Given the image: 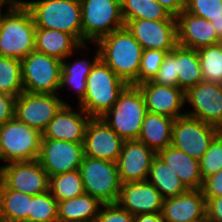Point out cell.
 <instances>
[{"instance_id":"cell-35","label":"cell","mask_w":222,"mask_h":222,"mask_svg":"<svg viewBox=\"0 0 222 222\" xmlns=\"http://www.w3.org/2000/svg\"><path fill=\"white\" fill-rule=\"evenodd\" d=\"M58 201L50 191L34 195L31 200L29 222H58Z\"/></svg>"},{"instance_id":"cell-29","label":"cell","mask_w":222,"mask_h":222,"mask_svg":"<svg viewBox=\"0 0 222 222\" xmlns=\"http://www.w3.org/2000/svg\"><path fill=\"white\" fill-rule=\"evenodd\" d=\"M147 180L158 189L164 200L179 196L188 190L158 155L153 159Z\"/></svg>"},{"instance_id":"cell-34","label":"cell","mask_w":222,"mask_h":222,"mask_svg":"<svg viewBox=\"0 0 222 222\" xmlns=\"http://www.w3.org/2000/svg\"><path fill=\"white\" fill-rule=\"evenodd\" d=\"M204 81L222 84V43L197 50Z\"/></svg>"},{"instance_id":"cell-40","label":"cell","mask_w":222,"mask_h":222,"mask_svg":"<svg viewBox=\"0 0 222 222\" xmlns=\"http://www.w3.org/2000/svg\"><path fill=\"white\" fill-rule=\"evenodd\" d=\"M95 222H134V216L117 202L102 204Z\"/></svg>"},{"instance_id":"cell-11","label":"cell","mask_w":222,"mask_h":222,"mask_svg":"<svg viewBox=\"0 0 222 222\" xmlns=\"http://www.w3.org/2000/svg\"><path fill=\"white\" fill-rule=\"evenodd\" d=\"M221 131L214 125L183 115L173 123L171 145L200 160Z\"/></svg>"},{"instance_id":"cell-38","label":"cell","mask_w":222,"mask_h":222,"mask_svg":"<svg viewBox=\"0 0 222 222\" xmlns=\"http://www.w3.org/2000/svg\"><path fill=\"white\" fill-rule=\"evenodd\" d=\"M185 11L212 21L222 18V0H185Z\"/></svg>"},{"instance_id":"cell-50","label":"cell","mask_w":222,"mask_h":222,"mask_svg":"<svg viewBox=\"0 0 222 222\" xmlns=\"http://www.w3.org/2000/svg\"><path fill=\"white\" fill-rule=\"evenodd\" d=\"M0 222H10V221H6V220H3V219H0Z\"/></svg>"},{"instance_id":"cell-20","label":"cell","mask_w":222,"mask_h":222,"mask_svg":"<svg viewBox=\"0 0 222 222\" xmlns=\"http://www.w3.org/2000/svg\"><path fill=\"white\" fill-rule=\"evenodd\" d=\"M157 153L137 140H126L116 161L121 183L147 180Z\"/></svg>"},{"instance_id":"cell-8","label":"cell","mask_w":222,"mask_h":222,"mask_svg":"<svg viewBox=\"0 0 222 222\" xmlns=\"http://www.w3.org/2000/svg\"><path fill=\"white\" fill-rule=\"evenodd\" d=\"M79 170L85 193L101 204L117 202L122 183L115 162L84 155Z\"/></svg>"},{"instance_id":"cell-13","label":"cell","mask_w":222,"mask_h":222,"mask_svg":"<svg viewBox=\"0 0 222 222\" xmlns=\"http://www.w3.org/2000/svg\"><path fill=\"white\" fill-rule=\"evenodd\" d=\"M63 105L58 94L22 92L16 97L15 117L42 133Z\"/></svg>"},{"instance_id":"cell-18","label":"cell","mask_w":222,"mask_h":222,"mask_svg":"<svg viewBox=\"0 0 222 222\" xmlns=\"http://www.w3.org/2000/svg\"><path fill=\"white\" fill-rule=\"evenodd\" d=\"M123 143L101 117H91L85 131L84 155L116 163Z\"/></svg>"},{"instance_id":"cell-31","label":"cell","mask_w":222,"mask_h":222,"mask_svg":"<svg viewBox=\"0 0 222 222\" xmlns=\"http://www.w3.org/2000/svg\"><path fill=\"white\" fill-rule=\"evenodd\" d=\"M121 12L124 21L176 20V17L156 0H121Z\"/></svg>"},{"instance_id":"cell-3","label":"cell","mask_w":222,"mask_h":222,"mask_svg":"<svg viewBox=\"0 0 222 222\" xmlns=\"http://www.w3.org/2000/svg\"><path fill=\"white\" fill-rule=\"evenodd\" d=\"M127 86L109 66L99 60L87 77L85 97L78 105L90 117H102Z\"/></svg>"},{"instance_id":"cell-21","label":"cell","mask_w":222,"mask_h":222,"mask_svg":"<svg viewBox=\"0 0 222 222\" xmlns=\"http://www.w3.org/2000/svg\"><path fill=\"white\" fill-rule=\"evenodd\" d=\"M163 197L148 180L122 183L117 203L133 216L160 213Z\"/></svg>"},{"instance_id":"cell-6","label":"cell","mask_w":222,"mask_h":222,"mask_svg":"<svg viewBox=\"0 0 222 222\" xmlns=\"http://www.w3.org/2000/svg\"><path fill=\"white\" fill-rule=\"evenodd\" d=\"M42 133L16 117L0 126L1 164L37 160Z\"/></svg>"},{"instance_id":"cell-22","label":"cell","mask_w":222,"mask_h":222,"mask_svg":"<svg viewBox=\"0 0 222 222\" xmlns=\"http://www.w3.org/2000/svg\"><path fill=\"white\" fill-rule=\"evenodd\" d=\"M161 214L166 222H206V199L201 189L163 201Z\"/></svg>"},{"instance_id":"cell-28","label":"cell","mask_w":222,"mask_h":222,"mask_svg":"<svg viewBox=\"0 0 222 222\" xmlns=\"http://www.w3.org/2000/svg\"><path fill=\"white\" fill-rule=\"evenodd\" d=\"M175 69L178 73V88L184 92L204 81L198 51L195 49L177 45Z\"/></svg>"},{"instance_id":"cell-26","label":"cell","mask_w":222,"mask_h":222,"mask_svg":"<svg viewBox=\"0 0 222 222\" xmlns=\"http://www.w3.org/2000/svg\"><path fill=\"white\" fill-rule=\"evenodd\" d=\"M81 45L71 34L59 30L36 28L35 50L44 54L64 60Z\"/></svg>"},{"instance_id":"cell-15","label":"cell","mask_w":222,"mask_h":222,"mask_svg":"<svg viewBox=\"0 0 222 222\" xmlns=\"http://www.w3.org/2000/svg\"><path fill=\"white\" fill-rule=\"evenodd\" d=\"M125 27L144 50H164L168 53L177 45L176 20H131Z\"/></svg>"},{"instance_id":"cell-5","label":"cell","mask_w":222,"mask_h":222,"mask_svg":"<svg viewBox=\"0 0 222 222\" xmlns=\"http://www.w3.org/2000/svg\"><path fill=\"white\" fill-rule=\"evenodd\" d=\"M147 112L140 89L128 85L117 102L101 118L124 141L137 140Z\"/></svg>"},{"instance_id":"cell-43","label":"cell","mask_w":222,"mask_h":222,"mask_svg":"<svg viewBox=\"0 0 222 222\" xmlns=\"http://www.w3.org/2000/svg\"><path fill=\"white\" fill-rule=\"evenodd\" d=\"M206 199V222H222V196Z\"/></svg>"},{"instance_id":"cell-16","label":"cell","mask_w":222,"mask_h":222,"mask_svg":"<svg viewBox=\"0 0 222 222\" xmlns=\"http://www.w3.org/2000/svg\"><path fill=\"white\" fill-rule=\"evenodd\" d=\"M3 184L34 196L49 191V176L38 160L10 162L3 164Z\"/></svg>"},{"instance_id":"cell-4","label":"cell","mask_w":222,"mask_h":222,"mask_svg":"<svg viewBox=\"0 0 222 222\" xmlns=\"http://www.w3.org/2000/svg\"><path fill=\"white\" fill-rule=\"evenodd\" d=\"M26 7L31 11L36 28L71 34L82 44L80 0H30Z\"/></svg>"},{"instance_id":"cell-33","label":"cell","mask_w":222,"mask_h":222,"mask_svg":"<svg viewBox=\"0 0 222 222\" xmlns=\"http://www.w3.org/2000/svg\"><path fill=\"white\" fill-rule=\"evenodd\" d=\"M0 92L14 97L24 92L21 60L0 56Z\"/></svg>"},{"instance_id":"cell-27","label":"cell","mask_w":222,"mask_h":222,"mask_svg":"<svg viewBox=\"0 0 222 222\" xmlns=\"http://www.w3.org/2000/svg\"><path fill=\"white\" fill-rule=\"evenodd\" d=\"M101 203L88 193L58 202V222H95Z\"/></svg>"},{"instance_id":"cell-37","label":"cell","mask_w":222,"mask_h":222,"mask_svg":"<svg viewBox=\"0 0 222 222\" xmlns=\"http://www.w3.org/2000/svg\"><path fill=\"white\" fill-rule=\"evenodd\" d=\"M167 53L168 52L164 50H143L138 74V85L143 82L153 80V78L157 75Z\"/></svg>"},{"instance_id":"cell-49","label":"cell","mask_w":222,"mask_h":222,"mask_svg":"<svg viewBox=\"0 0 222 222\" xmlns=\"http://www.w3.org/2000/svg\"><path fill=\"white\" fill-rule=\"evenodd\" d=\"M3 186V164L0 163V192Z\"/></svg>"},{"instance_id":"cell-2","label":"cell","mask_w":222,"mask_h":222,"mask_svg":"<svg viewBox=\"0 0 222 222\" xmlns=\"http://www.w3.org/2000/svg\"><path fill=\"white\" fill-rule=\"evenodd\" d=\"M36 26L26 6H12L0 15V56L22 60L35 50Z\"/></svg>"},{"instance_id":"cell-23","label":"cell","mask_w":222,"mask_h":222,"mask_svg":"<svg viewBox=\"0 0 222 222\" xmlns=\"http://www.w3.org/2000/svg\"><path fill=\"white\" fill-rule=\"evenodd\" d=\"M178 45L198 50L217 44L221 38L217 35L211 21L183 10L176 16Z\"/></svg>"},{"instance_id":"cell-9","label":"cell","mask_w":222,"mask_h":222,"mask_svg":"<svg viewBox=\"0 0 222 222\" xmlns=\"http://www.w3.org/2000/svg\"><path fill=\"white\" fill-rule=\"evenodd\" d=\"M62 60L34 50L21 60L24 92L58 94Z\"/></svg>"},{"instance_id":"cell-10","label":"cell","mask_w":222,"mask_h":222,"mask_svg":"<svg viewBox=\"0 0 222 222\" xmlns=\"http://www.w3.org/2000/svg\"><path fill=\"white\" fill-rule=\"evenodd\" d=\"M91 48L94 51H91ZM88 54L93 56L91 57ZM74 56H76L75 59L73 58ZM99 60L100 53L98 47L95 44L90 45L89 43L82 44L74 53H71L66 59L62 60L61 85L58 95L62 98L64 104H70L69 101H71L72 104H76L77 102L78 105L84 99L86 92L87 77L90 74L92 68ZM64 90L69 91L70 94L71 92L73 93L71 95H69L68 93L66 94V97H64L63 92H66ZM67 95L69 99L74 98L77 100L71 99L68 101L66 100L68 99ZM72 95L73 97H71ZM73 101H75V103Z\"/></svg>"},{"instance_id":"cell-48","label":"cell","mask_w":222,"mask_h":222,"mask_svg":"<svg viewBox=\"0 0 222 222\" xmlns=\"http://www.w3.org/2000/svg\"><path fill=\"white\" fill-rule=\"evenodd\" d=\"M11 7L7 0H0V14L8 11Z\"/></svg>"},{"instance_id":"cell-25","label":"cell","mask_w":222,"mask_h":222,"mask_svg":"<svg viewBox=\"0 0 222 222\" xmlns=\"http://www.w3.org/2000/svg\"><path fill=\"white\" fill-rule=\"evenodd\" d=\"M174 121V118L147 112L138 140L158 153L171 145Z\"/></svg>"},{"instance_id":"cell-12","label":"cell","mask_w":222,"mask_h":222,"mask_svg":"<svg viewBox=\"0 0 222 222\" xmlns=\"http://www.w3.org/2000/svg\"><path fill=\"white\" fill-rule=\"evenodd\" d=\"M186 115L222 130V84L201 81L185 92Z\"/></svg>"},{"instance_id":"cell-42","label":"cell","mask_w":222,"mask_h":222,"mask_svg":"<svg viewBox=\"0 0 222 222\" xmlns=\"http://www.w3.org/2000/svg\"><path fill=\"white\" fill-rule=\"evenodd\" d=\"M16 97L0 92V126L15 117Z\"/></svg>"},{"instance_id":"cell-7","label":"cell","mask_w":222,"mask_h":222,"mask_svg":"<svg viewBox=\"0 0 222 222\" xmlns=\"http://www.w3.org/2000/svg\"><path fill=\"white\" fill-rule=\"evenodd\" d=\"M82 44H95L102 37L124 27L121 0H80Z\"/></svg>"},{"instance_id":"cell-24","label":"cell","mask_w":222,"mask_h":222,"mask_svg":"<svg viewBox=\"0 0 222 222\" xmlns=\"http://www.w3.org/2000/svg\"><path fill=\"white\" fill-rule=\"evenodd\" d=\"M157 155L175 172L187 189L202 188L199 160L172 145L160 150Z\"/></svg>"},{"instance_id":"cell-17","label":"cell","mask_w":222,"mask_h":222,"mask_svg":"<svg viewBox=\"0 0 222 222\" xmlns=\"http://www.w3.org/2000/svg\"><path fill=\"white\" fill-rule=\"evenodd\" d=\"M90 119L91 117L79 105L64 104L42 132V139L84 143Z\"/></svg>"},{"instance_id":"cell-14","label":"cell","mask_w":222,"mask_h":222,"mask_svg":"<svg viewBox=\"0 0 222 222\" xmlns=\"http://www.w3.org/2000/svg\"><path fill=\"white\" fill-rule=\"evenodd\" d=\"M84 157L83 143L55 139H41L38 161L48 176L80 168Z\"/></svg>"},{"instance_id":"cell-47","label":"cell","mask_w":222,"mask_h":222,"mask_svg":"<svg viewBox=\"0 0 222 222\" xmlns=\"http://www.w3.org/2000/svg\"><path fill=\"white\" fill-rule=\"evenodd\" d=\"M11 6H27L30 0H7Z\"/></svg>"},{"instance_id":"cell-19","label":"cell","mask_w":222,"mask_h":222,"mask_svg":"<svg viewBox=\"0 0 222 222\" xmlns=\"http://www.w3.org/2000/svg\"><path fill=\"white\" fill-rule=\"evenodd\" d=\"M145 101L148 112L174 119L186 115L185 92L178 87L160 85L151 81L136 85Z\"/></svg>"},{"instance_id":"cell-41","label":"cell","mask_w":222,"mask_h":222,"mask_svg":"<svg viewBox=\"0 0 222 222\" xmlns=\"http://www.w3.org/2000/svg\"><path fill=\"white\" fill-rule=\"evenodd\" d=\"M204 198L222 196V169L203 180L201 188Z\"/></svg>"},{"instance_id":"cell-44","label":"cell","mask_w":222,"mask_h":222,"mask_svg":"<svg viewBox=\"0 0 222 222\" xmlns=\"http://www.w3.org/2000/svg\"><path fill=\"white\" fill-rule=\"evenodd\" d=\"M161 6L169 11L172 16H178L185 10V0H156Z\"/></svg>"},{"instance_id":"cell-39","label":"cell","mask_w":222,"mask_h":222,"mask_svg":"<svg viewBox=\"0 0 222 222\" xmlns=\"http://www.w3.org/2000/svg\"><path fill=\"white\" fill-rule=\"evenodd\" d=\"M175 63L176 47L167 53L162 65L158 70L157 75L153 78L152 81L160 85L178 87V73L175 69Z\"/></svg>"},{"instance_id":"cell-45","label":"cell","mask_w":222,"mask_h":222,"mask_svg":"<svg viewBox=\"0 0 222 222\" xmlns=\"http://www.w3.org/2000/svg\"><path fill=\"white\" fill-rule=\"evenodd\" d=\"M134 222H166L160 213H147L134 216Z\"/></svg>"},{"instance_id":"cell-36","label":"cell","mask_w":222,"mask_h":222,"mask_svg":"<svg viewBox=\"0 0 222 222\" xmlns=\"http://www.w3.org/2000/svg\"><path fill=\"white\" fill-rule=\"evenodd\" d=\"M199 162L203 180L222 169V131L214 138Z\"/></svg>"},{"instance_id":"cell-30","label":"cell","mask_w":222,"mask_h":222,"mask_svg":"<svg viewBox=\"0 0 222 222\" xmlns=\"http://www.w3.org/2000/svg\"><path fill=\"white\" fill-rule=\"evenodd\" d=\"M32 195L8 189L0 192V219L10 222H29Z\"/></svg>"},{"instance_id":"cell-32","label":"cell","mask_w":222,"mask_h":222,"mask_svg":"<svg viewBox=\"0 0 222 222\" xmlns=\"http://www.w3.org/2000/svg\"><path fill=\"white\" fill-rule=\"evenodd\" d=\"M49 191L59 202L85 193L79 169L49 177Z\"/></svg>"},{"instance_id":"cell-46","label":"cell","mask_w":222,"mask_h":222,"mask_svg":"<svg viewBox=\"0 0 222 222\" xmlns=\"http://www.w3.org/2000/svg\"><path fill=\"white\" fill-rule=\"evenodd\" d=\"M211 24L214 27L217 35L222 38V18L212 20Z\"/></svg>"},{"instance_id":"cell-1","label":"cell","mask_w":222,"mask_h":222,"mask_svg":"<svg viewBox=\"0 0 222 222\" xmlns=\"http://www.w3.org/2000/svg\"><path fill=\"white\" fill-rule=\"evenodd\" d=\"M100 60L128 85H138V74L143 54L140 43L124 26L99 39Z\"/></svg>"}]
</instances>
